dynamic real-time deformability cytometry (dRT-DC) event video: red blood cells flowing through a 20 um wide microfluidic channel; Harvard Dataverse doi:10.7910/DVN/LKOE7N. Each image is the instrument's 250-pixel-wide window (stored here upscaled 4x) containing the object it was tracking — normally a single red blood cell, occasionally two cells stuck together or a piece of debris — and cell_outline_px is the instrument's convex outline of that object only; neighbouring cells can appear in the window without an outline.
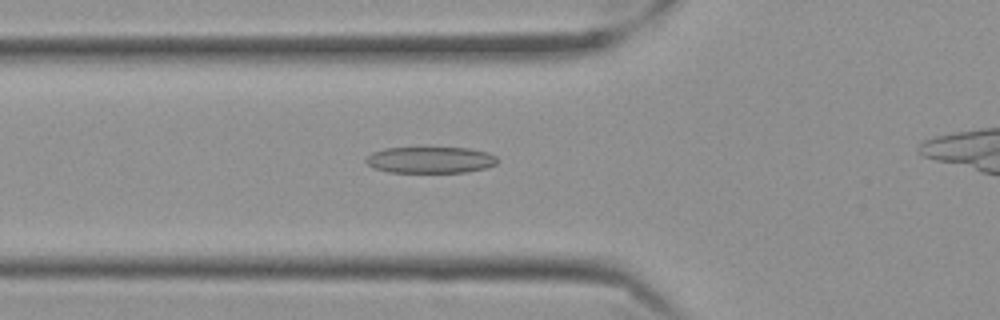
{"species": "Egyptian fruit bat (a non-hibernating species)", "species_latin": "Rousettus aegyptiacus", "temperature_condition": "cold", "stored_images_in_passage": 35, "camera_frame_rate_fps": 3000, "um_per_image_px": 0.085, "frame": {"image": 1, "passage_image": 4, "time_ms": 1.0, "image_size_px": [1000, 320], "cell_outline_px": [[496, 164], [484, 168], [468, 172], [388, 172], [376, 168], [368, 164], [364, 160], [372, 152], [384, 148], [468, 148], [488, 152], [496, 156]], "centroid_in_image_um": [36.58, 13.59], "position_along_channel_um": 89.2, "area_um2": 20.06}}
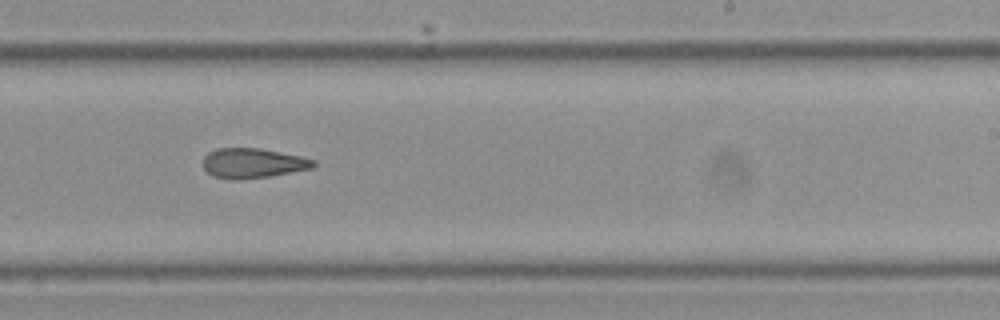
{"frame": {"image": 2, "passage_image": 19, "time_ms": 6.0, "image_size_px": [1000, 320], "cell_outline_px": [[316, 164], [312, 168], [268, 176], [212, 176], [204, 168], [204, 156], [208, 152], [216, 148], [260, 148], [300, 156], [316, 160]], "centroid_in_image_um": [21.53, 13.8], "position_along_channel_um": 267.5, "area_um2": 18.26}}
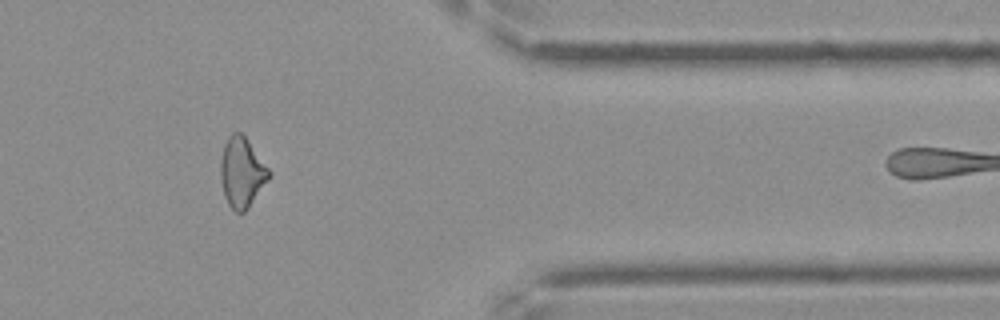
{"frame": {"image": 3, "passage_image": 31, "time_ms": 10.0, "image_size_px": [1000, 320], "cell_outline_px": [[272, 172], [268, 180], [248, 208], [244, 212], [236, 212], [228, 204], [224, 192], [220, 176], [220, 160], [224, 144], [228, 136], [232, 132], [240, 132], [248, 140]], "centroid_in_image_um": [20.56, 14.63], "position_along_channel_um": 390.8, "area_um2": 19.65}, "authors_computed_cell_mechanics": {"area_um2": 19.1318, "velocity_mm_per_s": 3.5579, "shape_relaxation_time_tau1_ms": null, "shape_relaxation_time_tau2_ms": 4.1148, "deformation_change_tau1": null, "deformation_change_tau2": 0.1397}}